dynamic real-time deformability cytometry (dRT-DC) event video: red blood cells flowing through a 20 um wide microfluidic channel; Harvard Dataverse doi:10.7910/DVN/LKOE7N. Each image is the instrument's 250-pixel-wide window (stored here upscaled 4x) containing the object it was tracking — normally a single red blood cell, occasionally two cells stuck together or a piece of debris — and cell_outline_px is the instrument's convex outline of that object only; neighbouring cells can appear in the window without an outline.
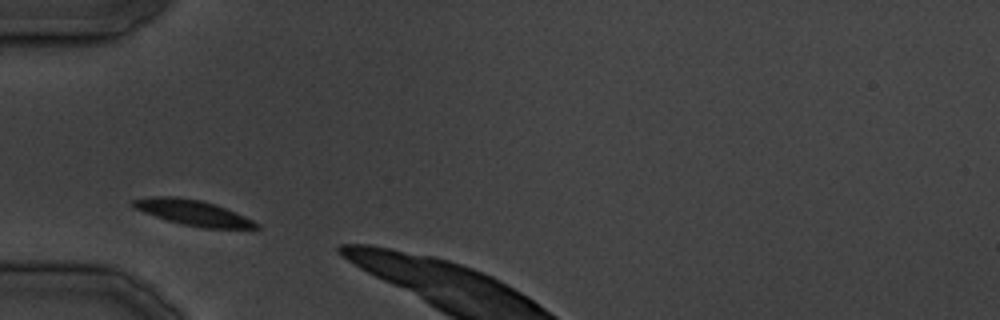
{"species": "common noctule bat (a hibernating species)", "species_latin": "Nyctalus noctula", "temperature_condition": "cold", "stored_images_in_passage": 3, "camera_frame_rate_fps": 3000, "um_per_image_px": 0.085, "animal": {"sex": "male", "body_mass_g": 19.5, "forearm_length_mm": 54.6}, "frame": {"image": 1, "passage_image": 1, "time_ms": 0.0, "image_size_px": [1000, 320], "cell_outline_px": [[260, 228], [200, 228], [168, 220], [132, 208], [132, 200], [156, 196], [176, 196], [200, 200], [216, 204], [236, 212], [260, 224]], "centroid_in_image_um": [16.42, 18.07], "position_along_channel_um": 68.6, "area_um2": 18.09}}